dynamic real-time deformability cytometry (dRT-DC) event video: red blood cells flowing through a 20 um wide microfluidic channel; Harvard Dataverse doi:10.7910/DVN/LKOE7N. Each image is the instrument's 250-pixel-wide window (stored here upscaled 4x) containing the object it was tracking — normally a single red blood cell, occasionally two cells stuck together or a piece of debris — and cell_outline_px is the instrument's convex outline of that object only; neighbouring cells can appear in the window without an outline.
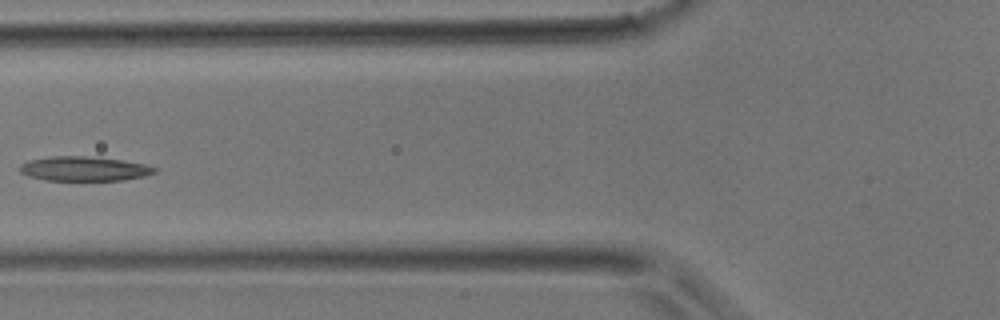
{"species": "common noctule bat (a hibernating species)", "species_latin": "Nyctalus noctula", "temperature_condition": "room temperature", "stored_images_in_passage": 4, "camera_frame_rate_fps": 3000, "um_per_image_px": 0.085, "animal": {"sex": "male", "body_mass_g": 17.9}, "frame": {"image": 1, "passage_image": 4, "time_ms": 3.333, "image_size_px": [1000, 320], "cell_outline_px": [[156, 172], [144, 176], [124, 180], [44, 180], [28, 176], [20, 172], [20, 164], [28, 160], [52, 156], [84, 156], [120, 160], [144, 164], [156, 168]], "centroid_in_image_um": [7.11, 14.34], "position_along_channel_um": 118.7, "area_um2": 19.07}}